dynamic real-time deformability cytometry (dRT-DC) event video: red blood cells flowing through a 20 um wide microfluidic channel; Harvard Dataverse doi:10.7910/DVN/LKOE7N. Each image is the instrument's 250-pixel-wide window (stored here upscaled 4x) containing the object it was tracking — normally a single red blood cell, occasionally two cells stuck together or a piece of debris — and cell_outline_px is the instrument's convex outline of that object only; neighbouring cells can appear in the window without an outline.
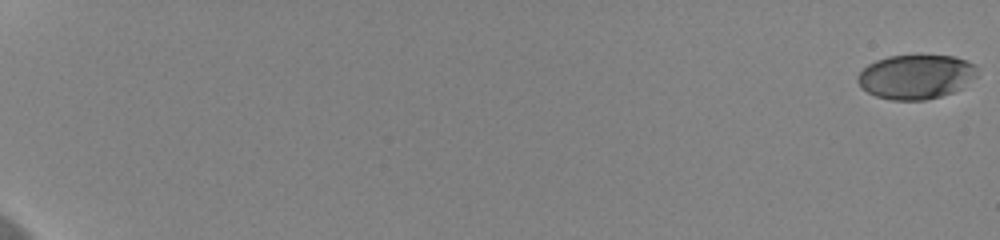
{"species": "human", "species_latin": "Homo sapiens", "temperature_condition": "cold", "stored_images_in_passage": 60, "camera_frame_rate_fps": 3000, "um_per_image_px": 0.085, "donor": {"sex": "female"}, "frame": {"image": 1, "passage_image": 1, "time_ms": 0.0, "image_size_px": [1000, 240], "cell_outline_px": [[976, 76], [960, 88], [952, 92], [940, 96], [924, 100], [892, 100], [876, 96], [868, 92], [856, 80], [856, 76], [868, 64], [876, 60], [888, 56], [916, 52], [952, 56], [976, 64]], "centroid_in_image_um": [77.84, 6.47], "position_along_channel_um": 7.2, "area_um2": 31.44}}
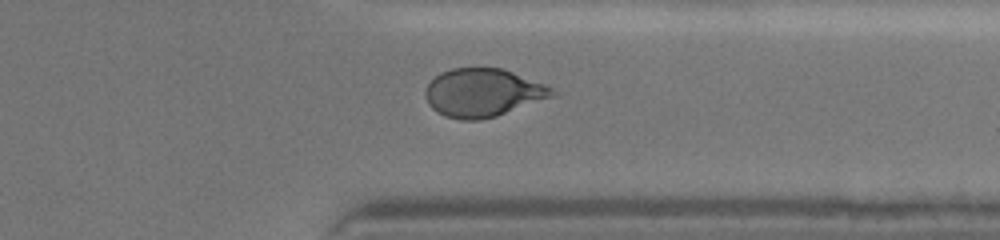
{"frame": {"image": 2, "passage_image": 50, "time_ms": 16.333, "image_size_px": [1000, 240], "cell_outline_px": [[556, 96], [496, 116], [480, 120], [460, 120], [444, 116], [436, 112], [428, 104], [424, 96], [424, 92], [428, 84], [440, 72], [452, 68], [504, 68], [544, 84], [552, 88], [556, 92]], "centroid_in_image_um": [41.04, 7.89], "position_along_channel_um": 370.4, "area_um2": 35.84}}
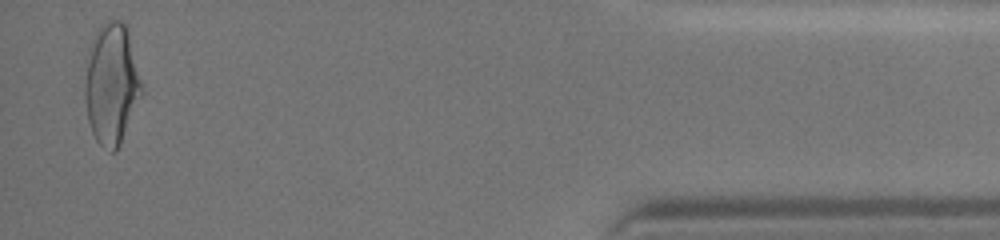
{"frame": {"image": 3, "passage_image": 59, "time_ms": 19.333, "image_size_px": [1000, 240], "cell_outline_px": [[144, 92], [120, 144], [112, 152], [100, 144], [96, 140], [92, 132], [88, 120], [84, 96], [84, 84], [88, 44], [96, 28], [100, 24], [108, 20], [120, 20], [128, 28]], "centroid_in_image_um": [9.47, 7.08], "position_along_channel_um": 425.7, "area_um2": 40.63}, "authors_computed_cell_mechanics": {"area_um2": 35.3736, "velocity_mm_per_s": 3.6466, "shape_relaxation_time_tau1_ms": 3.8138, "shape_relaxation_time_tau2_ms": 1.2176, "deformation_change_tau1": 0.1664, "deformation_change_tau2": 0.0614}}